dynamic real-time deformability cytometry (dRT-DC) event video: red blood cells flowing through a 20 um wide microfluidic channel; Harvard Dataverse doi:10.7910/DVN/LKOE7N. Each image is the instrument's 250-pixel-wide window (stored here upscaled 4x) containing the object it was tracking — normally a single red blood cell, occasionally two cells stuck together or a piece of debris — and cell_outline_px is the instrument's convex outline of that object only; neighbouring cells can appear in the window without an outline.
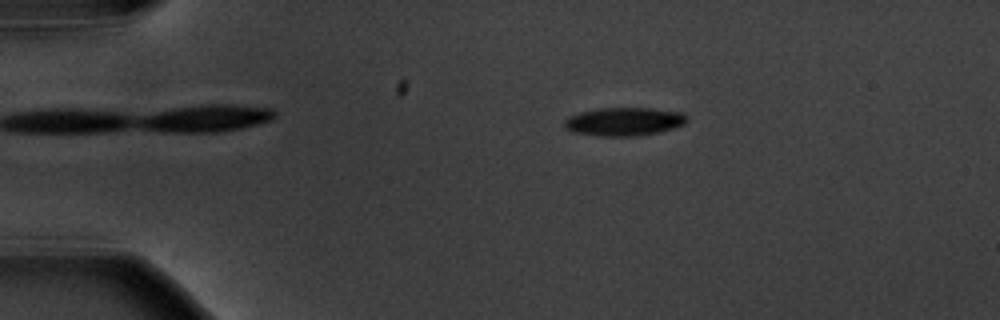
{"species": "common noctule bat (a hibernating species)", "species_latin": "Nyctalus noctula", "temperature_condition": "warm", "stored_images_in_passage": 5, "camera_frame_rate_fps": 3000, "um_per_image_px": 0.085, "animal": {"sex": "male", "body_mass_g": 20.1, "forearm_length_mm": 53.5}, "frame": {"image": 1, "passage_image": 2, "time_ms": 1.333, "image_size_px": [1000, 320], "cell_outline_px": [[688, 120], [684, 124], [660, 132], [636, 136], [600, 136], [572, 132], [564, 128], [564, 120], [568, 116], [580, 112], [600, 108], [652, 108], [680, 112]], "centroid_in_image_um": [53.0, 10.34], "position_along_channel_um": 32.0, "area_um2": 20.23}}
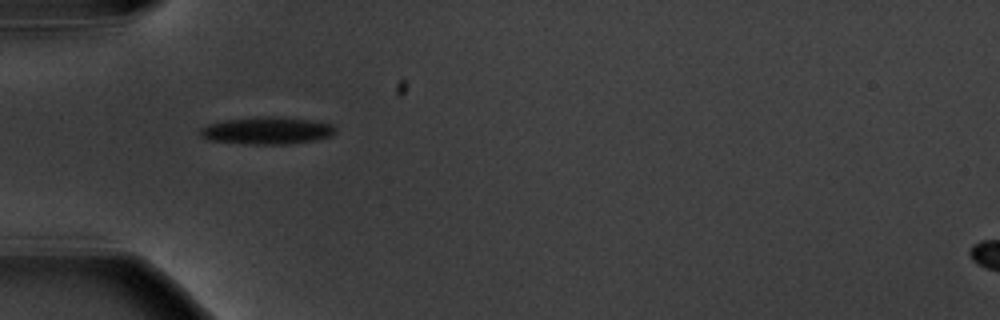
{"frame": {"image": 2, "passage_image": 4, "time_ms": 3.667, "image_size_px": [1000, 320], "cell_outline_px": [[336, 132], [332, 136], [316, 140], [288, 144], [244, 144], [208, 140], [200, 136], [200, 128], [208, 124], [224, 120], [264, 116], [268, 116], [308, 120], [332, 124], [336, 128]], "centroid_in_image_um": [22.68, 11.11], "position_along_channel_um": 62.3, "area_um2": 21.5}}